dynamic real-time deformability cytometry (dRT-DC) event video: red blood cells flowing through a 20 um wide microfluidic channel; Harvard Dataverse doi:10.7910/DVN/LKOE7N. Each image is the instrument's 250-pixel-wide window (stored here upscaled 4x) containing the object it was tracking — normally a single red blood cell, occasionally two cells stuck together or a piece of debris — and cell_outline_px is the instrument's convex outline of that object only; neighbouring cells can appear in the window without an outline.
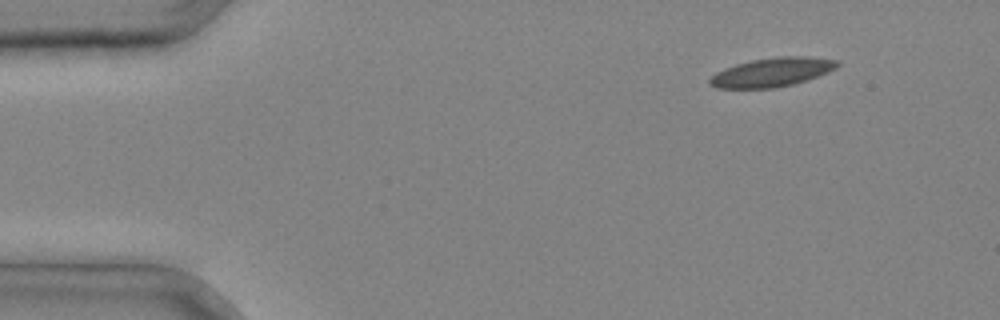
{"species": "common noctule bat (a hibernating species)", "species_latin": "Nyctalus noctula", "temperature_condition": "cold", "stored_images_in_passage": 31, "camera_frame_rate_fps": 3000, "um_per_image_px": 0.085, "animal": {"sex": "male", "body_mass_g": 20.4}, "frame": {"image": 1, "passage_image": 1, "time_ms": 0.0, "image_size_px": [1000, 320], "cell_outline_px": [[840, 64], [836, 68], [828, 72], [792, 84], [772, 88], [716, 88], [708, 84], [708, 80], [716, 72], [724, 68], [736, 64], [752, 60], [780, 56], [804, 56], [840, 60]], "centroid_in_image_um": [65.6, 6.13], "position_along_channel_um": 19.4, "area_um2": 21.39}}
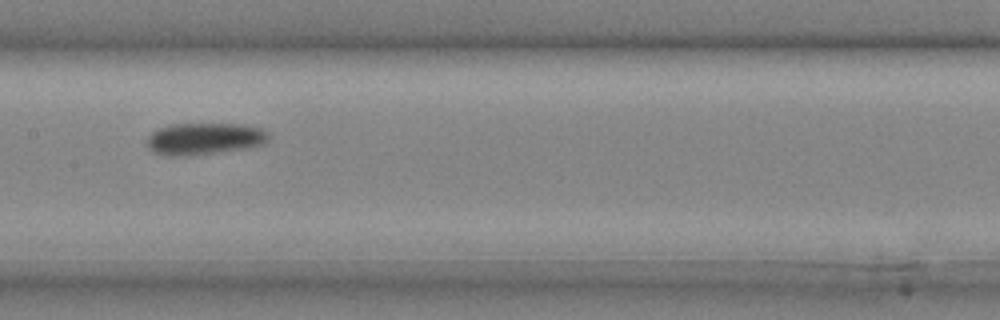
{"frame": {"image": 2, "passage_image": 16, "time_ms": 5.0, "image_size_px": [1000, 320], "cell_outline_px": [[268, 140], [264, 144], [248, 148], [188, 156], [164, 156], [152, 152], [148, 148], [148, 136], [152, 132], [160, 128], [172, 124], [240, 124], [264, 128], [268, 132]], "centroid_in_image_um": [17.38, 11.8], "position_along_channel_um": 190.0, "area_um2": 22.77}}
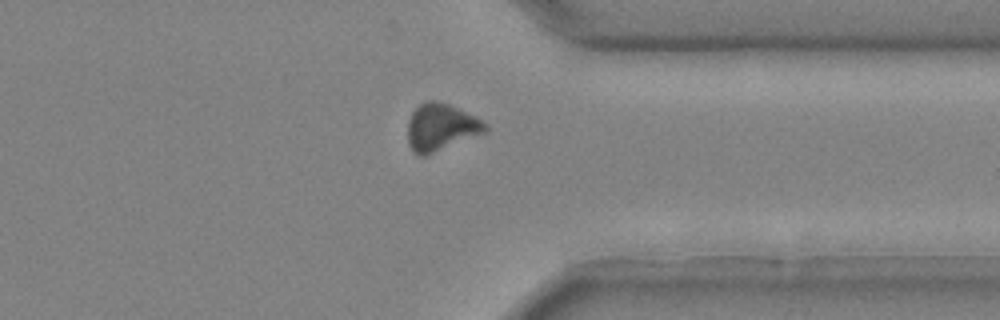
{"frame": {"image": 3, "passage_image": 27, "time_ms": 8.667, "image_size_px": [1000, 320], "cell_outline_px": [[488, 132], [424, 156], [420, 156], [412, 152], [408, 144], [408, 120], [412, 112], [420, 104], [428, 100], [436, 100], [448, 104], [476, 116], [484, 120], [488, 124]], "centroid_in_image_um": [37.5, 10.82], "position_along_channel_um": 373.9, "area_um2": 21.56}}